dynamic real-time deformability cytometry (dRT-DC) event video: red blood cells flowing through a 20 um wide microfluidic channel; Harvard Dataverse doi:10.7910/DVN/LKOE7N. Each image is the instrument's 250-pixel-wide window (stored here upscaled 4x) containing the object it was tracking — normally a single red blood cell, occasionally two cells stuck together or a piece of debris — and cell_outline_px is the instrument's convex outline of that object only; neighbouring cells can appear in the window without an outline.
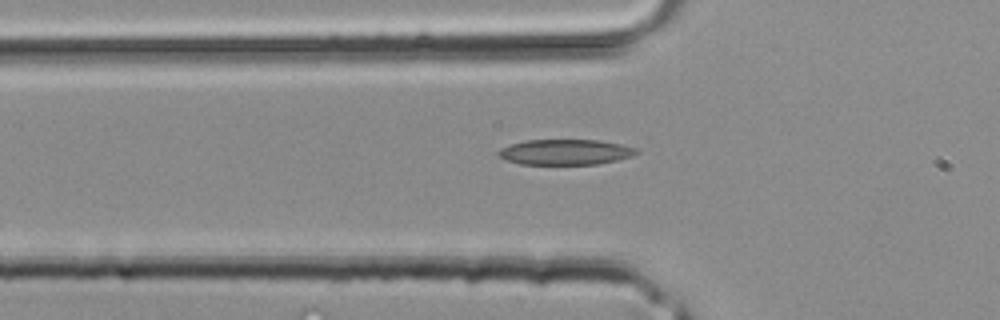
{"species": "common noctule bat (a hibernating species)", "species_latin": "Nyctalus noctula", "temperature_condition": "room temperature", "stored_images_in_passage": 4, "camera_frame_rate_fps": 3000, "um_per_image_px": 0.085, "animal": {"sex": "male", "body_mass_g": 20.4}, "frame": {"image": 1, "passage_image": 4, "time_ms": 1.0, "image_size_px": [1000, 320], "cell_outline_px": [[640, 152], [632, 156], [616, 160], [596, 164], [520, 164], [504, 160], [496, 152], [500, 148], [508, 144], [524, 140], [600, 140], [620, 144], [636, 148]], "centroid_in_image_um": [48.01, 12.92], "position_along_channel_um": 77.8, "area_um2": 20.58}}